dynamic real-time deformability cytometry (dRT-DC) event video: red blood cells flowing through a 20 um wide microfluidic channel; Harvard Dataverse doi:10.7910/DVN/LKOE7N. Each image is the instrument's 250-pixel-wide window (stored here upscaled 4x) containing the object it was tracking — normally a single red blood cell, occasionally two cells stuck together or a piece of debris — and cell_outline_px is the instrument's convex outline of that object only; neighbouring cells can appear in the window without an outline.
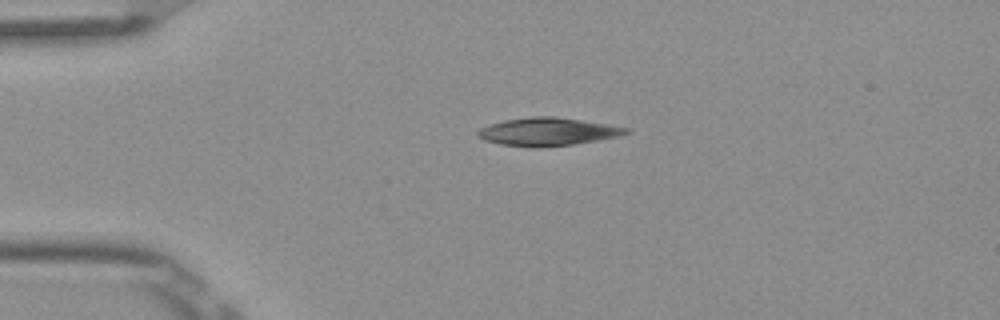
{"species": "Egyptian fruit bat (a non-hibernating species)", "species_latin": "Rousettus aegyptiacus", "temperature_condition": "room temperature", "stored_images_in_passage": 3, "camera_frame_rate_fps": 3000, "um_per_image_px": 0.085, "frame": {"image": 1, "passage_image": 3, "time_ms": 0.667, "image_size_px": [1000, 320], "cell_outline_px": [[632, 132], [620, 136], [572, 144], [532, 148], [500, 144], [484, 140], [476, 136], [476, 132], [480, 128], [504, 120], [532, 116], [552, 116], [608, 124], [628, 128]], "centroid_in_image_um": [46.54, 11.2], "position_along_channel_um": 38.5, "area_um2": 24.1}}